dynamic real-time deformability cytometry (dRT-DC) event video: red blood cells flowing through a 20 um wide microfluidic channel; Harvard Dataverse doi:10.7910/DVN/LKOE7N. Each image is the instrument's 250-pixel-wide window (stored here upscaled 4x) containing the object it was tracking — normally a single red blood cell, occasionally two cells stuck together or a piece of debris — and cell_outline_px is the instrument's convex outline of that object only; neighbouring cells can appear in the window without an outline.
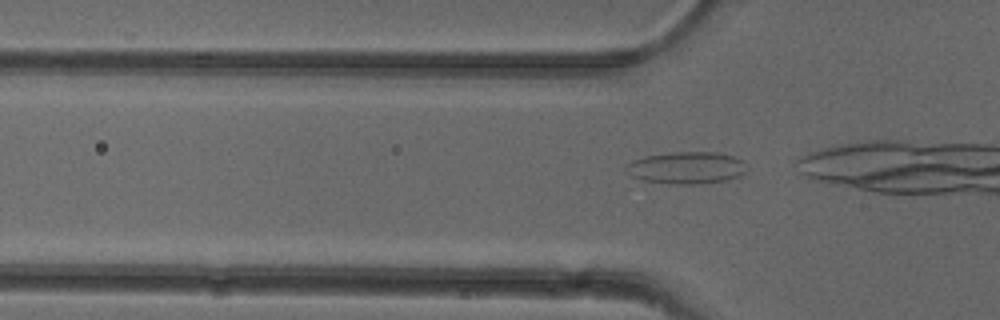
{"species": "common noctule bat (a hibernating species)", "species_latin": "Nyctalus noctula", "temperature_condition": "cold", "stored_images_in_passage": 3, "camera_frame_rate_fps": 3000, "um_per_image_px": 0.085, "animal": {"sex": "female"}, "frame": {"image": 1, "passage_image": 3, "time_ms": 2.333, "image_size_px": [1000, 320], "cell_outline_px": [[748, 164], [744, 172], [740, 176], [728, 180], [700, 184], [668, 184], [640, 180], [632, 176], [624, 168], [632, 160], [644, 156], [672, 152], [720, 152], [732, 156]], "centroid_in_image_um": [58.35, 14.27], "position_along_channel_um": 67.4, "area_um2": 22.83}}